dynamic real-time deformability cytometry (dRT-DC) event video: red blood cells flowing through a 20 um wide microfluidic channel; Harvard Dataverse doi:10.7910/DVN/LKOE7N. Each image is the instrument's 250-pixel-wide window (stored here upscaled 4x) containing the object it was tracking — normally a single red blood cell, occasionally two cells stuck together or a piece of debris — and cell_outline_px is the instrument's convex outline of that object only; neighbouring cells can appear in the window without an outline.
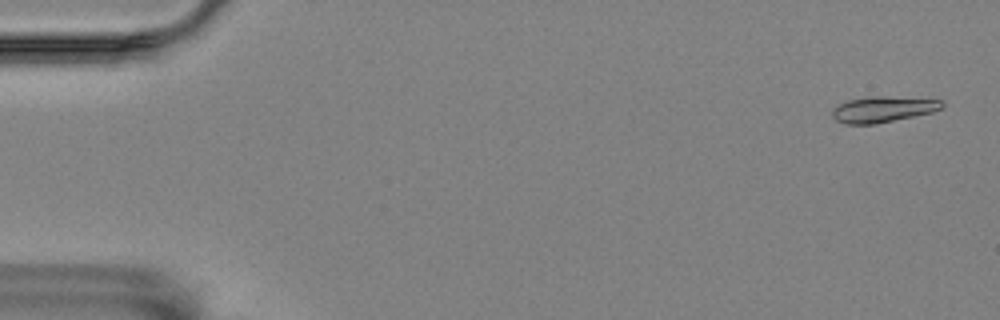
{"species": "Egyptian fruit bat (a non-hibernating species)", "species_latin": "Rousettus aegyptiacus", "temperature_condition": "room temperature", "stored_images_in_passage": 57, "camera_frame_rate_fps": 3000, "um_per_image_px": 0.085, "animal": {"sex": "female"}, "frame": {"image": 1, "passage_image": 2, "time_ms": 0.333, "image_size_px": [1000, 320], "cell_outline_px": [[944, 108], [932, 112], [876, 124], [844, 124], [836, 120], [832, 116], [832, 108], [836, 104], [848, 100], [868, 96], [884, 96], [944, 100]], "centroid_in_image_um": [75.03, 9.28], "position_along_channel_um": 10.0, "area_um2": 16.76}}
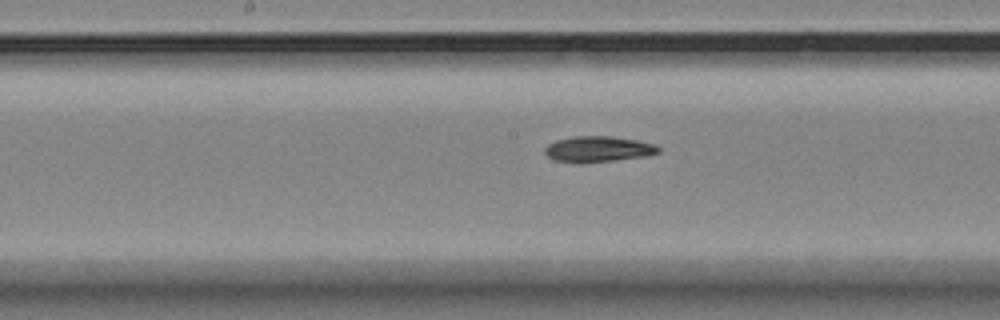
{"frame": {"image": 2, "passage_image": 29, "time_ms": 9.333, "image_size_px": [1000, 320], "cell_outline_px": [[660, 152], [644, 156], [612, 160], [556, 160], [548, 156], [544, 152], [544, 148], [548, 144], [556, 140], [576, 136], [612, 136], [636, 140], [656, 144], [660, 148]], "centroid_in_image_um": [50.89, 12.62], "position_along_channel_um": 197.3, "area_um2": 16.24}}
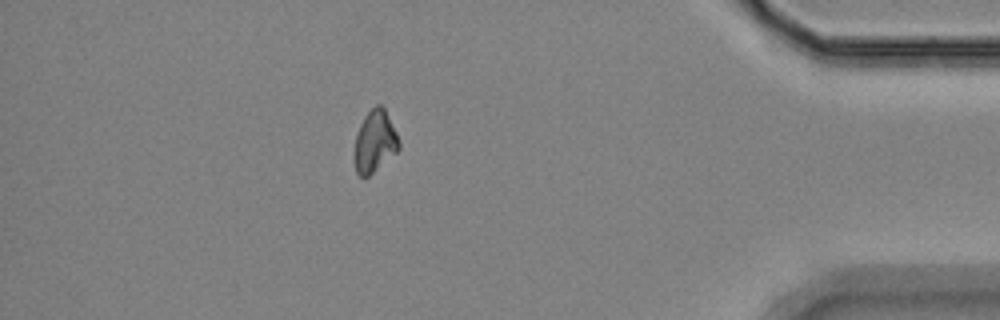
{"frame": {"image": 3, "passage_image": 50, "time_ms": 16.333, "image_size_px": [1000, 320], "cell_outline_px": [[400, 148], [396, 152], [368, 176], [360, 176], [356, 172], [356, 136], [360, 124], [364, 116], [376, 104], [380, 104], [384, 108], [396, 132], [400, 144]], "centroid_in_image_um": [31.88, 11.99], "position_along_channel_um": 403.3, "area_um2": 15.49}, "authors_computed_cell_mechanics": {"area_um2": 16.5308, "velocity_mm_per_s": 3.5167, "shape_relaxation_time_tau1_ms": 6.0964, "shape_relaxation_time_tau2_ms": null, "deformation_change_tau1": 0.1643, "deformation_change_tau2": null}}